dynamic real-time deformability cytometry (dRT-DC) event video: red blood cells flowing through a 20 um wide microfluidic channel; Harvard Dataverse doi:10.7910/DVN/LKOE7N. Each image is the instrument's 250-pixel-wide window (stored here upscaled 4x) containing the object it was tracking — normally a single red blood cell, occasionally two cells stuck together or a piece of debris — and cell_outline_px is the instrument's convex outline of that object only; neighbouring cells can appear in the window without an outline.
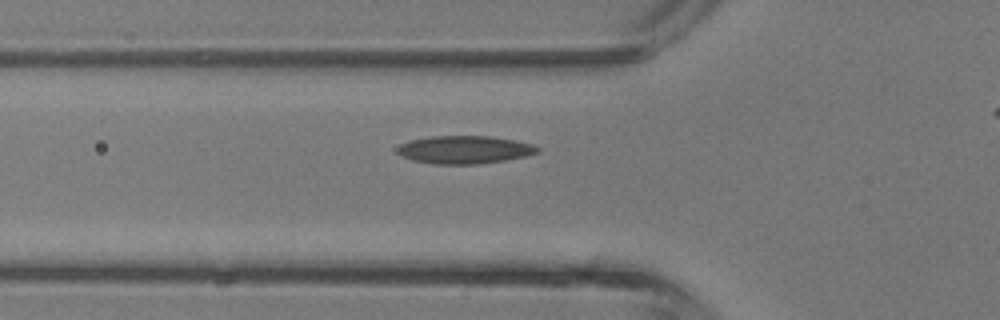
{"species": "common noctule bat (a hibernating species)", "species_latin": "Nyctalus noctula", "temperature_condition": "room temperature", "stored_images_in_passage": 30, "camera_frame_rate_fps": 3000, "um_per_image_px": 0.085, "animal": {"sex": "male", "body_mass_g": 13.3}, "frame": {"image": 1, "passage_image": 8, "time_ms": 2.333, "image_size_px": [1000, 320], "cell_outline_px": [[540, 152], [524, 156], [504, 160], [480, 164], [436, 164], [412, 160], [396, 152], [396, 148], [400, 144], [412, 140], [432, 136], [492, 136], [516, 140], [532, 144], [540, 148]], "centroid_in_image_um": [39.5, 12.72], "position_along_channel_um": 86.3, "area_um2": 22.77}}
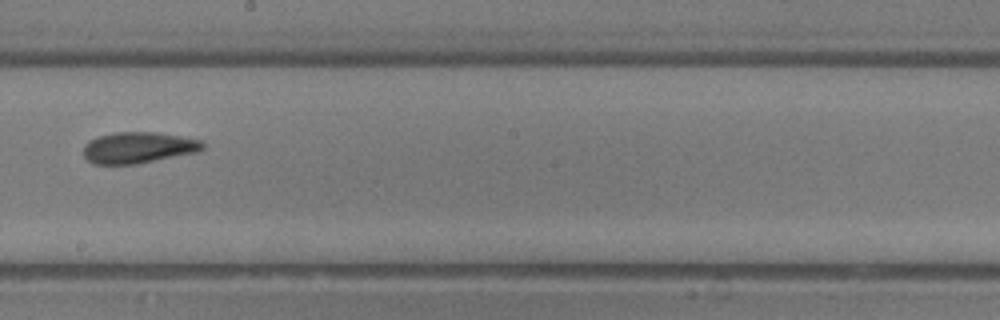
{"frame": {"image": 2, "passage_image": 17, "time_ms": 5.333, "image_size_px": [1000, 320], "cell_outline_px": [[204, 148], [196, 152], [136, 164], [92, 164], [84, 156], [84, 144], [88, 140], [100, 136], [116, 132], [156, 132], [204, 140]], "centroid_in_image_um": [11.75, 12.54], "position_along_channel_um": 236.4, "area_um2": 21.68}}
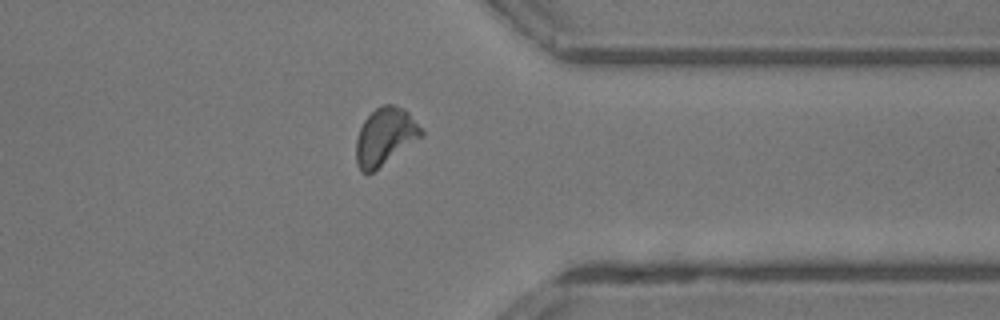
{"frame": {"image": 3, "passage_image": 26, "time_ms": 8.333, "image_size_px": [1000, 320], "cell_outline_px": [[424, 136], [368, 176], [356, 164], [356, 140], [360, 128], [364, 120], [376, 108], [384, 104], [392, 104], [404, 108], [408, 112], [424, 132]], "centroid_in_image_um": [32.74, 11.63], "position_along_channel_um": 378.7, "area_um2": 21.91}, "authors_computed_cell_mechanics": {"area_um2": 21.8484, "velocity_mm_per_s": 4.9824, "shape_relaxation_time_tau1_ms": 4.5116, "shape_relaxation_time_tau2_ms": 2.1796, "deformation_change_tau1": 0.1221, "deformation_change_tau2": 0.0948}}